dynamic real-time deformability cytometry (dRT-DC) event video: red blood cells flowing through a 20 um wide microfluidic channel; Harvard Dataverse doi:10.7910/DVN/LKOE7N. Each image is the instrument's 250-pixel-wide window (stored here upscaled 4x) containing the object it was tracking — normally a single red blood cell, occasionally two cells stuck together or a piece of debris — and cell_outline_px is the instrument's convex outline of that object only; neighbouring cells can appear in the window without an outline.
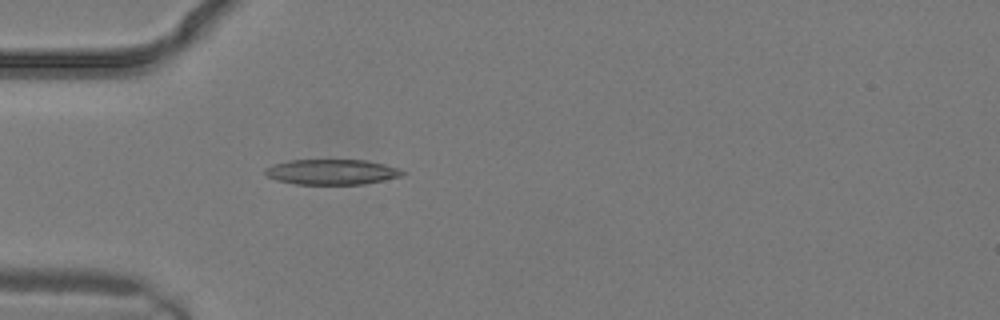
{"species": "common noctule bat (a hibernating species)", "species_latin": "Nyctalus noctula", "temperature_condition": "warm", "stored_images_in_passage": 2, "camera_frame_rate_fps": 3000, "um_per_image_px": 0.085, "animal": {"sex": "male", "body_mass_g": 19.2, "forearm_length_mm": 51.8}, "frame": {"image": 1, "passage_image": 2, "time_ms": 0.333, "image_size_px": [1000, 320], "cell_outline_px": [[404, 176], [364, 184], [296, 184], [276, 180], [268, 176], [264, 172], [264, 168], [272, 164], [288, 160], [364, 160], [384, 164], [396, 168], [404, 172]], "centroid_in_image_um": [28.17, 14.61], "position_along_channel_um": 56.8, "area_um2": 20.23}}